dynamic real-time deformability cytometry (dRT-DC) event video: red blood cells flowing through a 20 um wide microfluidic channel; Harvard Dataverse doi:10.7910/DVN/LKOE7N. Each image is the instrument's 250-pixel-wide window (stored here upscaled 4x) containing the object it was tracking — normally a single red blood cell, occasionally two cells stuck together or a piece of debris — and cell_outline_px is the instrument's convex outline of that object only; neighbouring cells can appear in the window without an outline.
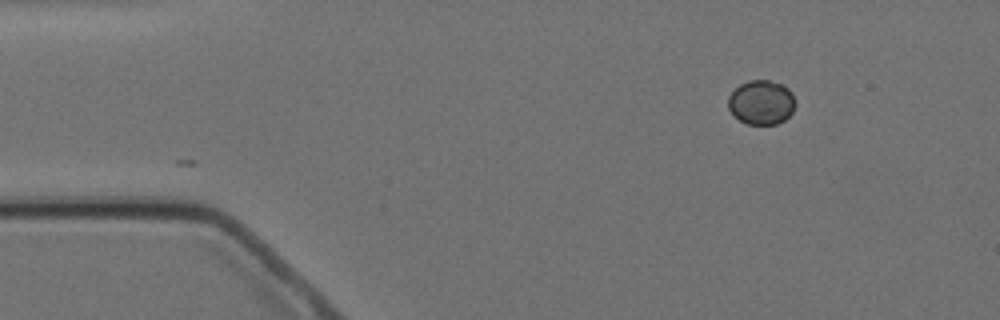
{"species": "Egyptian fruit bat (a non-hibernating species)", "species_latin": "Rousettus aegyptiacus", "temperature_condition": "cold", "stored_images_in_passage": 3, "camera_frame_rate_fps": 3000, "um_per_image_px": 0.085, "animal": {"sex": "female"}, "frame": {"image": 1, "passage_image": 3, "time_ms": 2.333, "image_size_px": [1000, 320], "cell_outline_px": [[796, 104], [792, 112], [784, 120], [776, 124], [748, 124], [740, 120], [728, 108], [728, 96], [740, 84], [748, 80], [768, 80], [780, 84], [788, 88], [792, 92], [796, 100]], "centroid_in_image_um": [64.73, 8.69], "position_along_channel_um": 20.3, "area_um2": 17.34}}